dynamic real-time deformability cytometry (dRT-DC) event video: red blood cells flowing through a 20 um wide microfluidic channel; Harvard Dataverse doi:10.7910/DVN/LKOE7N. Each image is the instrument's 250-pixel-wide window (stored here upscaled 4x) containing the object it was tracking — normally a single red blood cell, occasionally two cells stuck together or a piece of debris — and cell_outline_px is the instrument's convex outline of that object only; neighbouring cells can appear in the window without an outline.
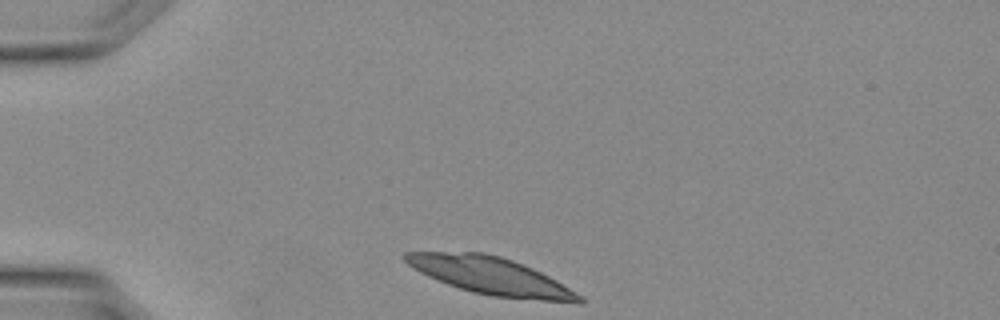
{"species": "Egyptian fruit bat (a non-hibernating species)", "species_latin": "Rousettus aegyptiacus", "temperature_condition": "warm", "stored_images_in_passage": 6, "camera_frame_rate_fps": 3000, "um_per_image_px": 0.085, "animal": {"sex": "female"}, "frame": {"image": 1, "passage_image": 1, "time_ms": 0.0, "image_size_px": [1000, 320], "cell_outline_px": [[584, 304], [580, 304], [492, 296], [472, 292], [448, 284], [428, 276], [420, 272], [408, 264], [404, 260], [404, 252], [484, 252], [500, 256], [512, 260], [532, 268], [556, 280], [584, 296]], "centroid_in_image_um": [41.78, 23.47], "position_along_channel_um": 43.2, "area_um2": 37.74}}